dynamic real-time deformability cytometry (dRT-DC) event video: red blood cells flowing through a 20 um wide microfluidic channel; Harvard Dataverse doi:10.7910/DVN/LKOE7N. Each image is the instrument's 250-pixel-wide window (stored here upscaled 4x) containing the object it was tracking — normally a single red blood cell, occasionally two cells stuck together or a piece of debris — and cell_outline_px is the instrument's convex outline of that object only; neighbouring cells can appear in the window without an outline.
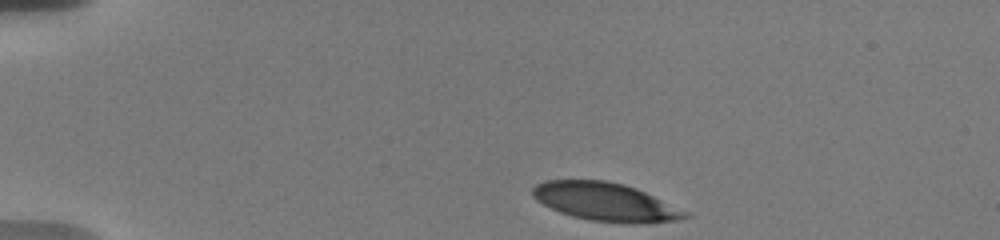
{"species": "human", "species_latin": "Homo sapiens", "temperature_condition": "warm", "stored_images_in_passage": 61, "camera_frame_rate_fps": 3000, "um_per_image_px": 0.085, "donor": {"sex": "male"}, "frame": {"image": 1, "passage_image": 1, "time_ms": 0.0, "image_size_px": [1000, 240], "cell_outline_px": [[692, 216], [676, 220], [644, 224], [632, 224], [592, 220], [572, 216], [560, 212], [536, 200], [532, 196], [532, 188], [536, 184], [544, 180], [604, 180], [624, 184], [636, 188], [692, 212]], "centroid_in_image_um": [51.53, 17.16], "position_along_channel_um": 33.5, "area_um2": 34.33}}
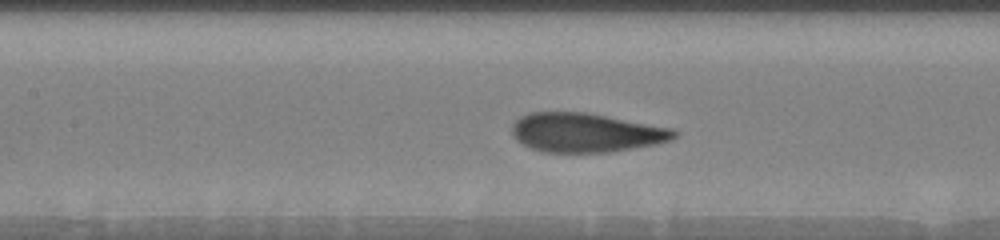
{"frame": {"image": 2, "passage_image": 19, "time_ms": 5.333, "image_size_px": [1000, 240], "cell_outline_px": [[680, 132], [672, 140], [656, 144], [608, 152], [540, 152], [516, 140], [512, 136], [512, 124], [520, 116], [528, 112], [584, 112], [672, 128]], "centroid_in_image_um": [49.78, 11.27], "position_along_channel_um": 157.6, "area_um2": 36.93}}
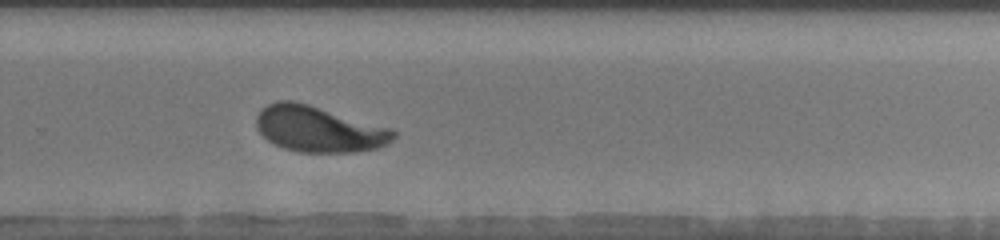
{"frame": {"image": 3, "passage_image": 34, "time_ms": 9.333, "image_size_px": [1000, 240], "cell_outline_px": [[396, 136], [388, 144], [376, 148], [356, 152], [300, 152], [284, 148], [268, 140], [256, 128], [256, 116], [260, 108], [276, 100], [292, 100], [308, 104], [392, 128], [396, 132]], "centroid_in_image_um": [27.09, 10.96], "position_along_channel_um": 302.7, "area_um2": 36.76}, "authors_computed_cell_mechanics": {"area_um2": 36.0094, "velocity_mm_per_s": 3.6418, "shape_relaxation_time_tau1_ms": 3.8439, "shape_relaxation_time_tau2_ms": null, "deformation_change_tau1": 0.1849, "deformation_change_tau2": null}}